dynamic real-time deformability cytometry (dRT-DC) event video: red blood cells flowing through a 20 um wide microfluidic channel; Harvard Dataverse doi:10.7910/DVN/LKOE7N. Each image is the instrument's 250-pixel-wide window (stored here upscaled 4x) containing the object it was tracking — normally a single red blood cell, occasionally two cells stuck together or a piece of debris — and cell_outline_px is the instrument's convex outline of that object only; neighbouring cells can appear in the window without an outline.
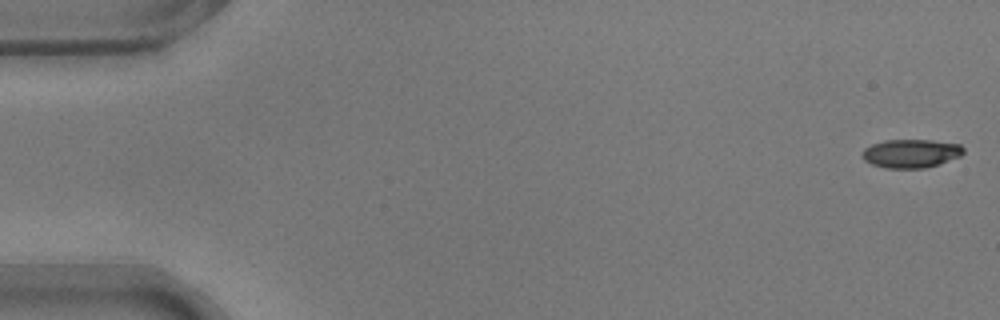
{"species": "common noctule bat (a hibernating species)", "species_latin": "Nyctalus noctula", "temperature_condition": "warm", "stored_images_in_passage": 49, "camera_frame_rate_fps": 3000, "um_per_image_px": 0.085, "animal": {"sex": "male", "body_mass_g": 17.9}, "frame": {"image": 1, "passage_image": 1, "time_ms": 0.0, "image_size_px": [1000, 320], "cell_outline_px": [[964, 152], [960, 156], [940, 164], [924, 168], [888, 168], [872, 164], [864, 160], [860, 156], [860, 152], [864, 148], [872, 144], [884, 140], [932, 140], [960, 144], [964, 148]], "centroid_in_image_um": [77.41, 13.04], "position_along_channel_um": 7.6, "area_um2": 16.99}}
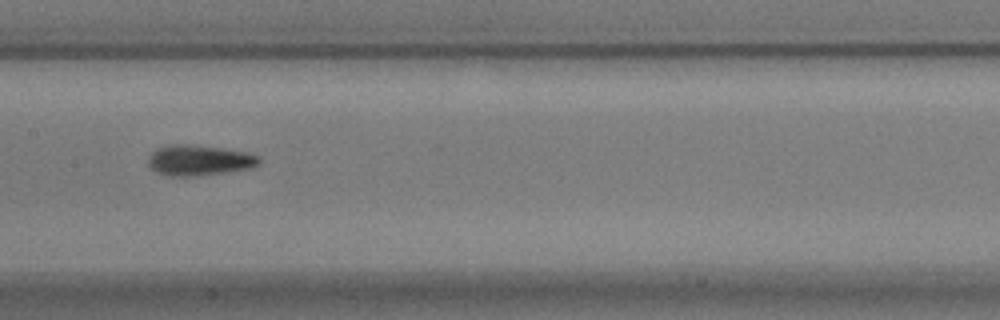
{"frame": {"image": 2, "passage_image": 27, "time_ms": 8.667, "image_size_px": [1000, 320], "cell_outline_px": [[260, 164], [252, 168], [224, 172], [192, 176], [168, 176], [156, 172], [148, 164], [148, 156], [152, 152], [160, 148], [172, 144], [184, 144], [220, 148], [244, 152], [260, 156]], "centroid_in_image_um": [16.93, 13.63], "position_along_channel_um": 190.5, "area_um2": 19.48}}
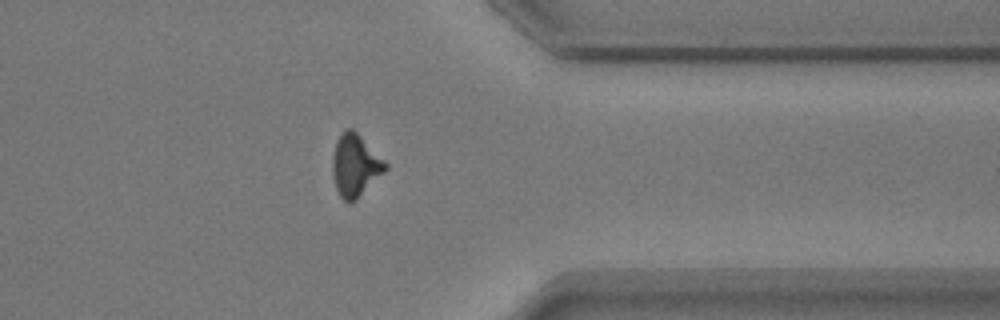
{"frame": {"image": 3, "passage_image": 43, "time_ms": 14.0, "image_size_px": [1000, 320], "cell_outline_px": [[388, 168], [352, 204], [348, 204], [340, 196], [336, 188], [332, 172], [332, 160], [336, 144], [344, 128], [352, 128], [388, 164]], "centroid_in_image_um": [30.19, 14.09], "position_along_channel_um": 381.2, "area_um2": 18.96}}